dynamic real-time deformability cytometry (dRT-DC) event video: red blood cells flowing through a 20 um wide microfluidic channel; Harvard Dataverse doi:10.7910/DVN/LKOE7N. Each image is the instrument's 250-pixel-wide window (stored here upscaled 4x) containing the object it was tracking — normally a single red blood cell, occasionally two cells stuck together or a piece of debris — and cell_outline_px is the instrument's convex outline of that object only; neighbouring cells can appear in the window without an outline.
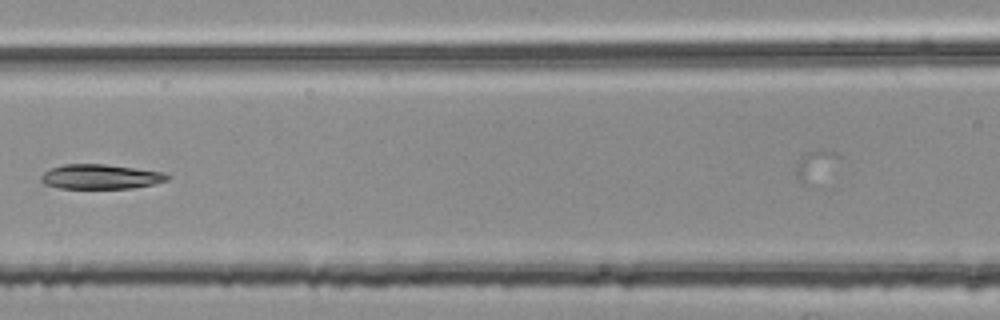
{"species": "common noctule bat (a hibernating species)", "species_latin": "Nyctalus noctula", "temperature_condition": "room temperature", "stored_images_in_passage": 7, "camera_frame_rate_fps": 3000, "um_per_image_px": 0.085, "animal": {"sex": "female", "body_mass_g": 25.1}, "frame": {"image": 1, "passage_image": 6, "time_ms": 1.667, "image_size_px": [1000, 320], "cell_outline_px": [[172, 176], [168, 180], [152, 184], [132, 188], [60, 188], [44, 184], [40, 180], [40, 176], [44, 172], [52, 168], [64, 164], [104, 164], [164, 172]], "centroid_in_image_um": [8.55, 15.02], "position_along_channel_um": 158.1, "area_um2": 18.09}}